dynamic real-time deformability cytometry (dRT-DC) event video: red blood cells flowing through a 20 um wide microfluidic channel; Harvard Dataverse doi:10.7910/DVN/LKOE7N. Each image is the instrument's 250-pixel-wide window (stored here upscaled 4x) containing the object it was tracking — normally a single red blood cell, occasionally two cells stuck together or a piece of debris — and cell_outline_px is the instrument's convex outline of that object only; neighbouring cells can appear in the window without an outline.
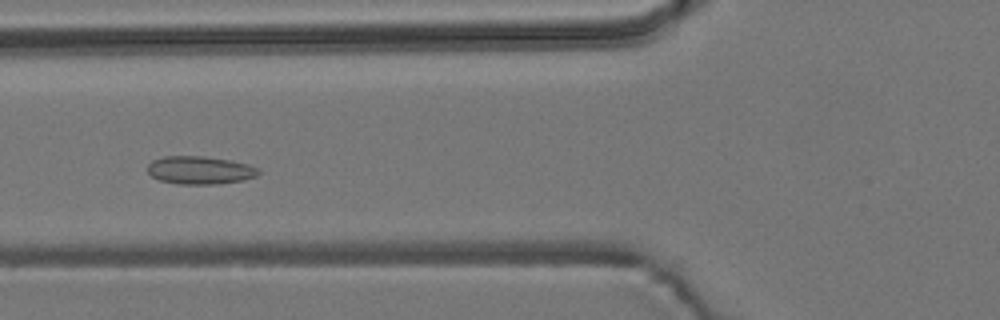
{"species": "common noctule bat (a hibernating species)", "species_latin": "Nyctalus noctula", "temperature_condition": "room temperature", "stored_images_in_passage": 36, "camera_frame_rate_fps": 3000, "um_per_image_px": 0.085, "animal": {"sex": "male", "body_mass_g": 19.2, "forearm_length_mm": 51.8}, "frame": {"image": 1, "passage_image": 11, "time_ms": 3.333, "image_size_px": [1000, 320], "cell_outline_px": [[260, 172], [256, 176], [244, 180], [220, 184], [176, 184], [160, 180], [152, 176], [148, 172], [148, 164], [152, 160], [164, 156], [204, 156], [232, 160], [248, 164], [260, 168]], "centroid_in_image_um": [17.02, 14.46], "position_along_channel_um": 108.8, "area_um2": 18.32}}
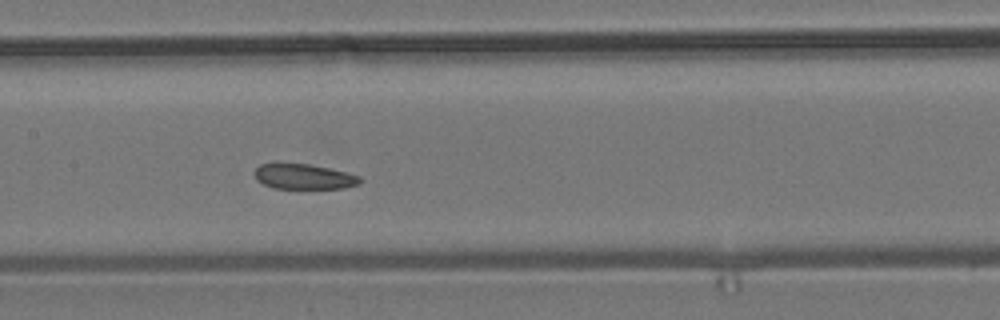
{"frame": {"image": 2, "passage_image": 17, "time_ms": 5.333, "image_size_px": [1000, 320], "cell_outline_px": [[364, 180], [360, 184], [344, 188], [272, 188], [256, 180], [256, 168], [260, 164], [276, 160], [308, 164], [328, 168], [360, 176]], "centroid_in_image_um": [25.79, 14.97], "position_along_channel_um": 181.6, "area_um2": 15.95}}
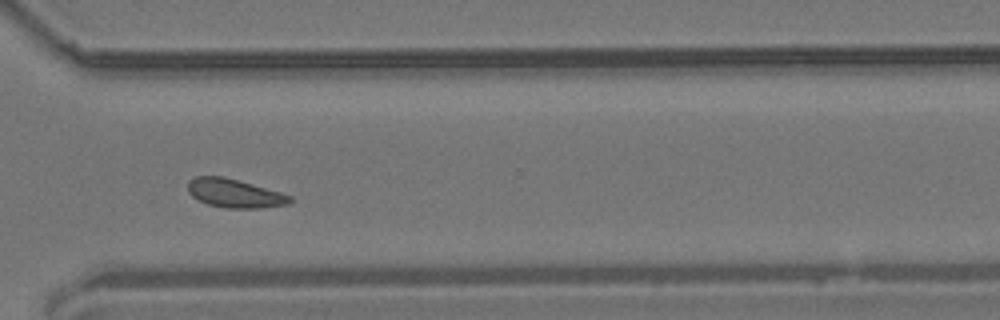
{"frame": {"image": 3, "passage_image": 31, "time_ms": 10.0, "image_size_px": [1000, 320], "cell_outline_px": [[292, 200], [288, 204], [260, 208], [224, 208], [208, 204], [192, 196], [188, 192], [188, 180], [196, 176], [224, 176], [240, 180], [280, 192], [292, 196]], "centroid_in_image_um": [19.93, 16.42], "position_along_channel_um": 350.7, "area_um2": 17.11}, "authors_computed_cell_mechanics": {"area_um2": 17.0799, "velocity_mm_per_s": 3.6313, "shape_relaxation_time_tau1_ms": null, "shape_relaxation_time_tau2_ms": 2.3556, "deformation_change_tau1": null, "deformation_change_tau2": 0.0868}}